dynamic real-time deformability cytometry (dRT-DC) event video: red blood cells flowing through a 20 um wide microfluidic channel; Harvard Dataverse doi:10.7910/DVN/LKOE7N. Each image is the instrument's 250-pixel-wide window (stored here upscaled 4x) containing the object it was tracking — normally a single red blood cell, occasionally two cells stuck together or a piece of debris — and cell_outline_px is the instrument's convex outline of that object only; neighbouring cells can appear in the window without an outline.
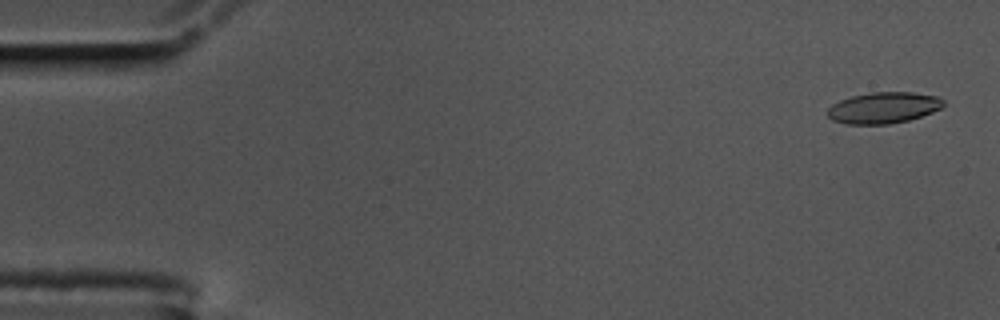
{"species": "common noctule bat (a hibernating species)", "species_latin": "Nyctalus noctula", "temperature_condition": "cold", "stored_images_in_passage": 57, "camera_frame_rate_fps": 3000, "um_per_image_px": 0.085, "animal": {"sex": "male", "body_mass_g": 17.5, "forearm_length_mm": 52.3}, "frame": {"image": 1, "passage_image": 2, "time_ms": 0.333, "image_size_px": [1000, 320], "cell_outline_px": [[944, 104], [940, 108], [932, 112], [908, 120], [888, 124], [844, 124], [832, 120], [828, 116], [828, 108], [832, 104], [840, 100], [852, 96], [872, 92], [912, 92], [940, 96], [944, 100]], "centroid_in_image_um": [75.1, 9.15], "position_along_channel_um": 9.9, "area_um2": 21.1}}
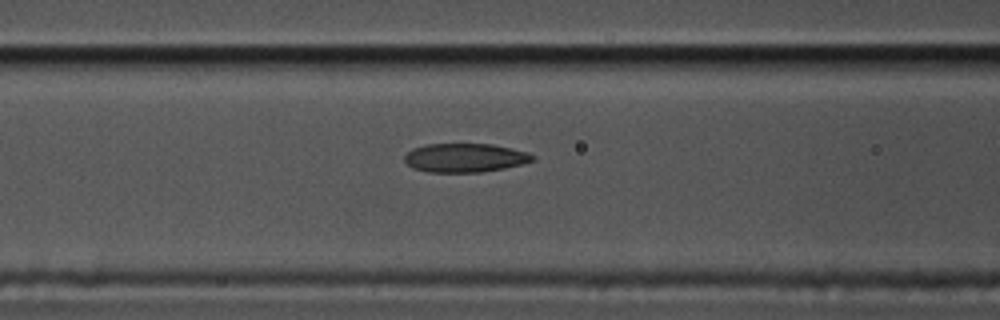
{"frame": {"image": 2, "passage_image": 23, "time_ms": 7.333, "image_size_px": [1000, 320], "cell_outline_px": [[536, 160], [504, 168], [480, 172], [428, 172], [412, 168], [404, 160], [404, 156], [412, 148], [424, 144], [492, 144], [528, 152], [536, 156]], "centroid_in_image_um": [39.51, 13.41], "position_along_channel_um": 127.1, "area_um2": 21.56}}
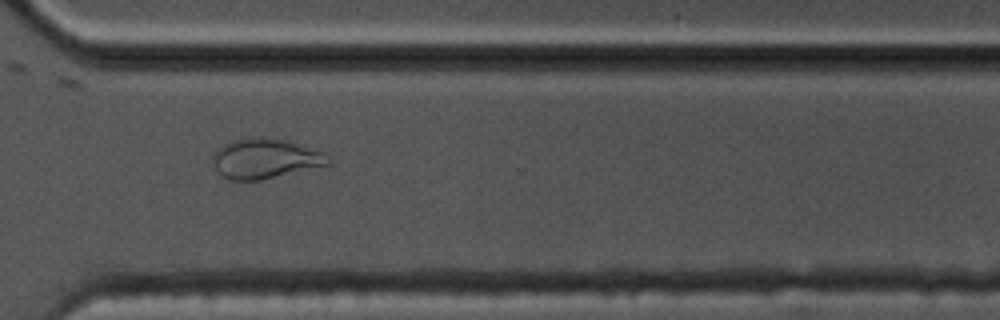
{"frame": {"image": 3, "passage_image": 42, "time_ms": 13.667, "image_size_px": [1000, 320], "cell_outline_px": [[332, 164], [260, 180], [228, 180], [216, 168], [212, 156], [216, 148], [224, 144], [248, 136], [280, 140], [296, 144], [324, 152], [332, 160]], "centroid_in_image_um": [22.54, 13.49], "position_along_channel_um": 348.1, "area_um2": 26.47}, "authors_computed_cell_mechanics": {"area_um2": 22.253, "velocity_mm_per_s": 3.4907, "shape_relaxation_time_tau1_ms": null, "shape_relaxation_time_tau2_ms": 2.0443, "deformation_change_tau1": null, "deformation_change_tau2": 0.0785}}